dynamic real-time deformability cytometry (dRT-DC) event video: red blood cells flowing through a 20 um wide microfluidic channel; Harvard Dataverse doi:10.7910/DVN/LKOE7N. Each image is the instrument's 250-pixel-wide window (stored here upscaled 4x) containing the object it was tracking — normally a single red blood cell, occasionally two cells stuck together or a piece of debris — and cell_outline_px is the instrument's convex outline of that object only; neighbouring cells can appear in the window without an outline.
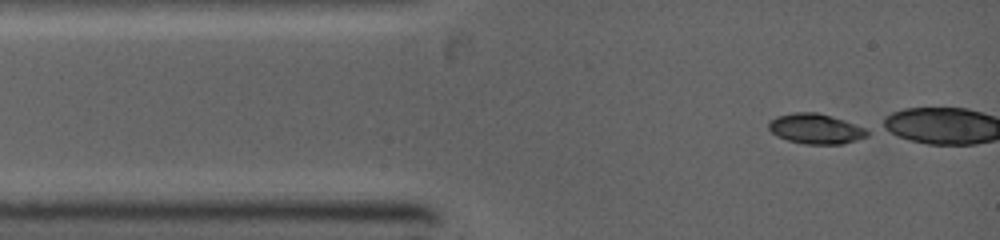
{"species": "common noctule bat (a hibernating species)", "species_latin": "Nyctalus noctula", "temperature_condition": "warm", "stored_images_in_passage": 3, "camera_frame_rate_fps": 5000, "um_per_image_px": 0.085, "animal": {"sex": "female", "body_mass_g": 19.0, "forearm_length_mm": 53.3}, "frame": {"image": 1, "passage_image": 1, "time_ms": 0.0, "image_size_px": [1000, 240], "cell_outline_px": [[868, 136], [844, 144], [804, 144], [788, 140], [776, 136], [768, 128], [768, 124], [776, 116], [796, 112], [816, 112], [844, 120], [864, 128], [868, 132]], "centroid_in_image_um": [69.32, 10.95], "position_along_channel_um": 15.7, "area_um2": 17.17}}